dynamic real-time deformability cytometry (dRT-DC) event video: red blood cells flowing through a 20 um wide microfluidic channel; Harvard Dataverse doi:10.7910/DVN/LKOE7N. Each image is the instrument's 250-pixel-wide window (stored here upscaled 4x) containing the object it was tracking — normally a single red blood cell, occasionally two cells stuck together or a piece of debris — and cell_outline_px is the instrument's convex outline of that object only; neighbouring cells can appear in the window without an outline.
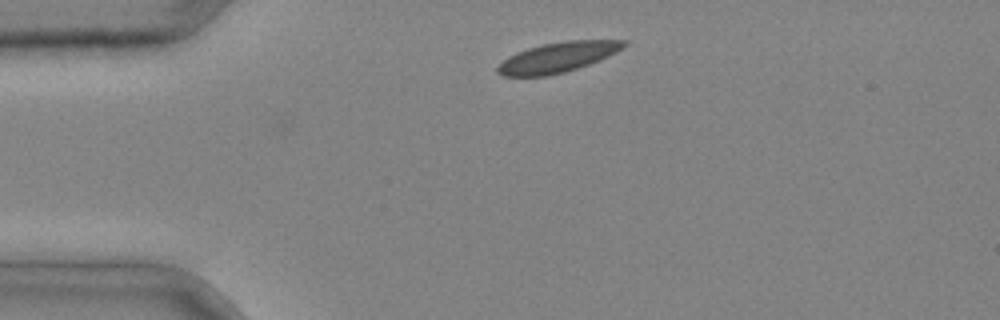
{"species": "common noctule bat (a hibernating species)", "species_latin": "Nyctalus noctula", "temperature_condition": "cold", "stored_images_in_passage": 4, "segment_of_instrument_passage": [2, 2], "camera_frame_rate_fps": 3000, "um_per_image_px": 0.085, "animal": {"sex": "male", "body_mass_g": 20.4}, "frame": {"image": 1, "passage_image": 4, "time_ms": 1.0, "image_size_px": [1000, 320], "cell_outline_px": [[628, 44], [624, 48], [608, 56], [588, 64], [564, 72], [548, 76], [500, 76], [496, 72], [496, 68], [508, 56], [516, 52], [528, 48], [544, 44], [564, 40], [628, 40]], "centroid_in_image_um": [47.4, 4.86], "position_along_channel_um": 37.6, "area_um2": 22.14}}